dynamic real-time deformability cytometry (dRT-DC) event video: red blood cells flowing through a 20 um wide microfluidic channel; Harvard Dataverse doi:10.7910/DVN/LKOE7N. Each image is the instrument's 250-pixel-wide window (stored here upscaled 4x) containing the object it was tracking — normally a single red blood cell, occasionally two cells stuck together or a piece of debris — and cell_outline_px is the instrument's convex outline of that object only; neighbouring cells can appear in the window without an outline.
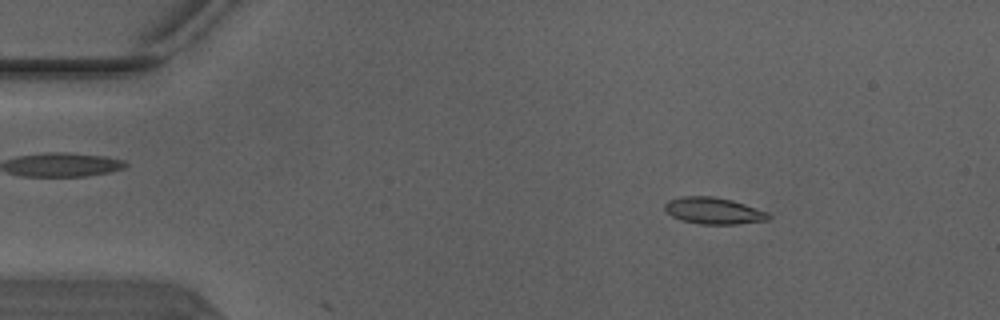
{"species": "Egyptian fruit bat (a non-hibernating species)", "species_latin": "Rousettus aegyptiacus", "temperature_condition": "warm", "stored_images_in_passage": 4, "segment_of_instrument_passage": [1, 2], "camera_frame_rate_fps": 3000, "um_per_image_px": 0.085, "animal": {"sex": "male"}, "frame": {"image": 1, "passage_image": 1, "time_ms": 0.0, "image_size_px": [1000, 320], "cell_outline_px": [[772, 216], [768, 220], [736, 224], [700, 224], [680, 220], [672, 216], [664, 208], [664, 204], [668, 200], [684, 196], [712, 196], [732, 200], [768, 212]], "centroid_in_image_um": [60.65, 17.92], "position_along_channel_um": 24.3, "area_um2": 16.07}}